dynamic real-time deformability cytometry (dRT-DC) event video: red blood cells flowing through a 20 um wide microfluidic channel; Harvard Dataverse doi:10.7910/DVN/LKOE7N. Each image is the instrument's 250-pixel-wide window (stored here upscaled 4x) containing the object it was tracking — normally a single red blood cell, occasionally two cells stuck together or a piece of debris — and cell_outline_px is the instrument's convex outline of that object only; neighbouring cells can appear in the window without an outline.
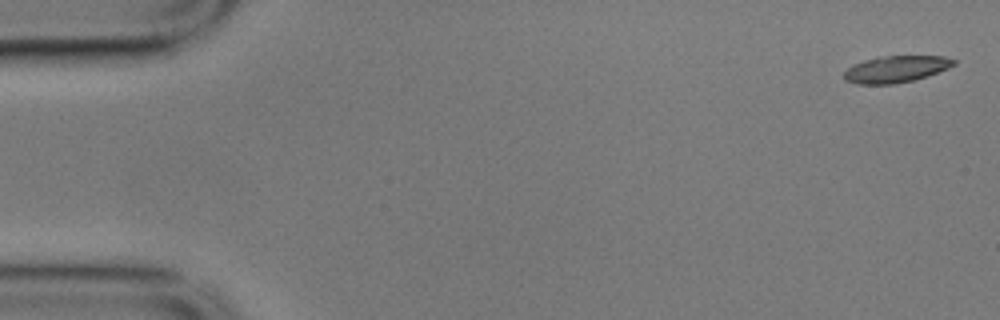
{"species": "common noctule bat (a hibernating species)", "species_latin": "Nyctalus noctula", "temperature_condition": "cold", "stored_images_in_passage": 56, "camera_frame_rate_fps": 3000, "um_per_image_px": 0.085, "animal": {"sex": "male", "body_mass_g": 17.9}, "frame": {"image": 1, "passage_image": 1, "time_ms": 0.0, "image_size_px": [1000, 320], "cell_outline_px": [[956, 64], [948, 68], [928, 76], [896, 84], [856, 84], [844, 80], [844, 72], [848, 68], [864, 60], [876, 56], [944, 56], [956, 60]], "centroid_in_image_um": [76.16, 5.87], "position_along_channel_um": 8.8, "area_um2": 17.11}}
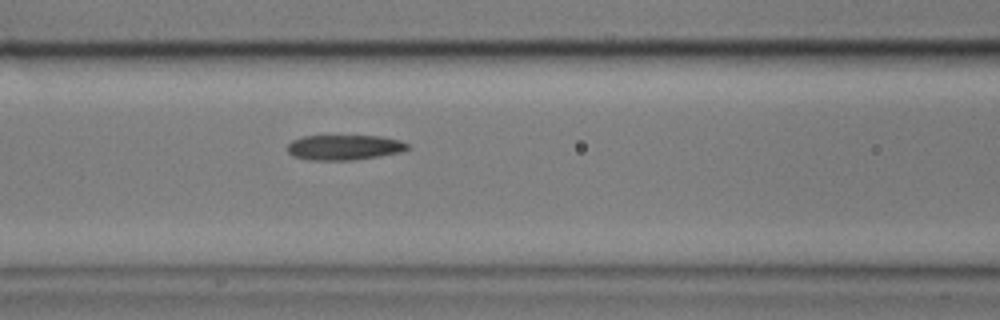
{"frame": {"image": 2, "passage_image": 23, "time_ms": 7.333, "image_size_px": [1000, 320], "cell_outline_px": [[412, 148], [400, 152], [380, 156], [352, 160], [308, 160], [292, 156], [288, 152], [288, 144], [292, 140], [304, 136], [380, 136], [400, 140], [408, 144]], "centroid_in_image_um": [29.27, 12.53], "position_along_channel_um": 137.3, "area_um2": 17.69}}
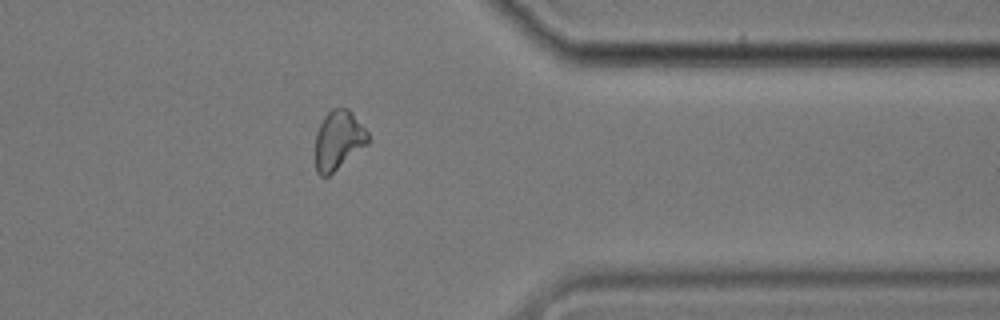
{"frame": {"image": 3, "passage_image": 45, "time_ms": 14.667, "image_size_px": [1000, 320], "cell_outline_px": [[372, 140], [368, 144], [328, 176], [320, 176], [316, 172], [316, 132], [324, 116], [332, 108], [348, 108], [352, 112], [368, 132]], "centroid_in_image_um": [28.79, 11.9], "position_along_channel_um": 382.6, "area_um2": 18.21}, "authors_computed_cell_mechanics": {"area_um2": 18.1492, "velocity_mm_per_s": 3.5125, "shape_relaxation_time_tau1_ms": null, "shape_relaxation_time_tau2_ms": 6.9113, "deformation_change_tau1": null, "deformation_change_tau2": 0.1412}}